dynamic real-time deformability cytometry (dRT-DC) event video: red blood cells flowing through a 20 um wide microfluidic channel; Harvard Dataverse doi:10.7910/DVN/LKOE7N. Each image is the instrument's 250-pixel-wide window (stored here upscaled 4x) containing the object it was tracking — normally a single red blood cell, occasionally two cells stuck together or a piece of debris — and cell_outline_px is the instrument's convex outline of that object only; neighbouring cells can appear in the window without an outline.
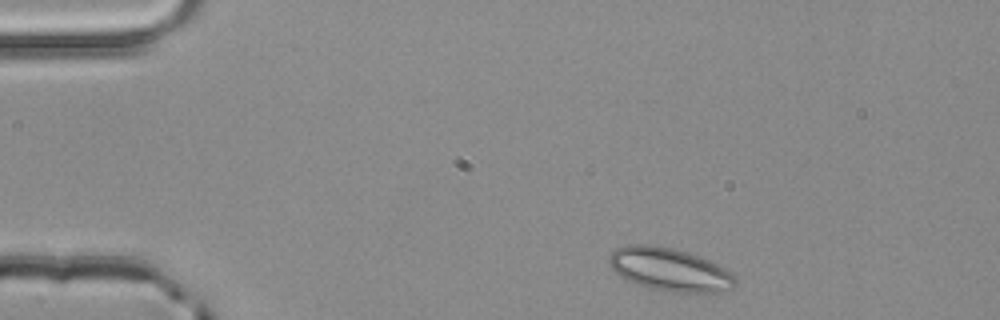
{"species": "common noctule bat (a hibernating species)", "species_latin": "Nyctalus noctula", "temperature_condition": "room temperature", "stored_images_in_passage": 2, "camera_frame_rate_fps": 3000, "um_per_image_px": 0.085, "animal": {"sex": "male", "body_mass_g": 20.4}, "frame": {"image": 1, "passage_image": 1, "time_ms": 0.0, "image_size_px": [1000, 320], "cell_outline_px": [[736, 284], [732, 288], [716, 292], [668, 292], [648, 288], [636, 284], [620, 276], [608, 264], [608, 256], [616, 248], [628, 244], [648, 244], [672, 248], [688, 252], [708, 260], [732, 272], [736, 276]], "centroid_in_image_um": [56.9, 22.91], "position_along_channel_um": 28.1, "area_um2": 31.79}}